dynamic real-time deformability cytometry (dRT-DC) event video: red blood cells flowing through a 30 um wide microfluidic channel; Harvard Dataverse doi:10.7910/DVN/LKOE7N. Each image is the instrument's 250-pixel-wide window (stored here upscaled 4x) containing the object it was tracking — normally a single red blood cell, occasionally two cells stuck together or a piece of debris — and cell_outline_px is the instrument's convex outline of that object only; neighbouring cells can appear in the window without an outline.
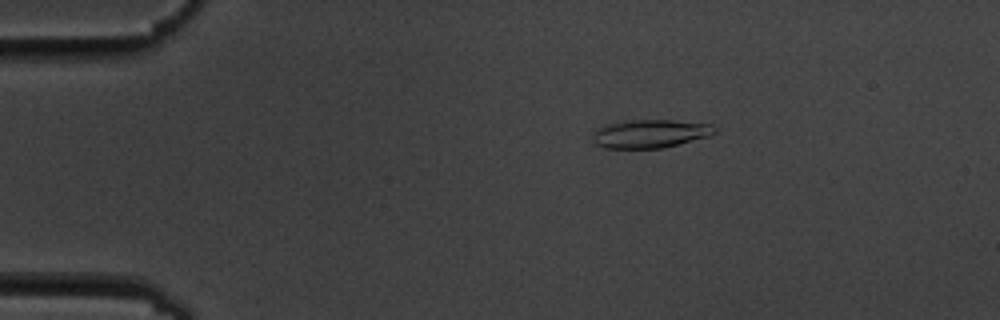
{"species": "common noctule bat (a hibernating species)", "species_latin": "Nyctalus noctula", "temperature_condition": "cold", "stored_images_in_passage": 48, "camera_frame_rate_fps": 3000, "um_per_image_px": 0.085, "animal": {"sex": "male", "body_mass_g": 19.5, "forearm_length_mm": 54.6}, "frame": {"image": 1, "passage_image": 2, "time_ms": 0.333, "image_size_px": [1000, 320], "cell_outline_px": [[716, 132], [708, 136], [660, 148], [604, 148], [596, 144], [592, 140], [592, 132], [596, 128], [604, 124], [624, 120], [672, 120], [712, 124], [716, 128]], "centroid_in_image_um": [55.18, 11.35], "position_along_channel_um": 29.8, "area_um2": 20.23}}
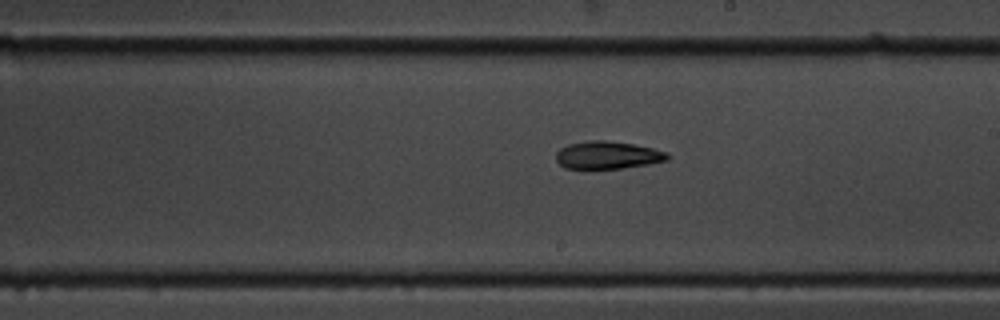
{"frame": {"image": 2, "passage_image": 24, "time_ms": 7.667, "image_size_px": [1000, 320], "cell_outline_px": [[672, 156], [668, 160], [648, 164], [624, 168], [564, 168], [556, 160], [556, 152], [560, 148], [568, 144], [592, 140], [604, 140], [632, 144], [652, 148], [668, 152]], "centroid_in_image_um": [51.67, 13.18], "position_along_channel_um": 237.3, "area_um2": 17.92}}
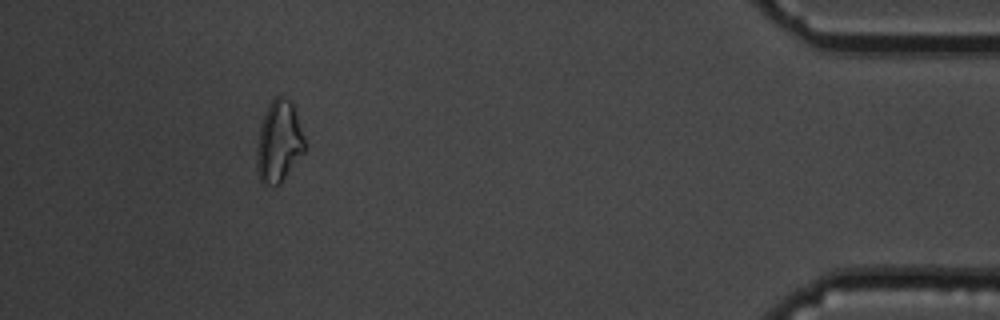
{"frame": {"image": 3, "passage_image": 43, "time_ms": 14.0, "image_size_px": [1000, 320], "cell_outline_px": [[304, 152], [280, 184], [264, 184], [260, 180], [256, 168], [256, 148], [260, 124], [268, 104], [276, 96], [284, 96], [292, 100], [304, 136]], "centroid_in_image_um": [23.69, 12.01], "position_along_channel_um": 411.5, "area_um2": 22.95}, "authors_computed_cell_mechanics": {"area_um2": 18.8139, "velocity_mm_per_s": 3.6067, "shape_relaxation_time_tau1_ms": 5.8728, "shape_relaxation_time_tau2_ms": null, "deformation_change_tau1": 0.1644, "deformation_change_tau2": null}}